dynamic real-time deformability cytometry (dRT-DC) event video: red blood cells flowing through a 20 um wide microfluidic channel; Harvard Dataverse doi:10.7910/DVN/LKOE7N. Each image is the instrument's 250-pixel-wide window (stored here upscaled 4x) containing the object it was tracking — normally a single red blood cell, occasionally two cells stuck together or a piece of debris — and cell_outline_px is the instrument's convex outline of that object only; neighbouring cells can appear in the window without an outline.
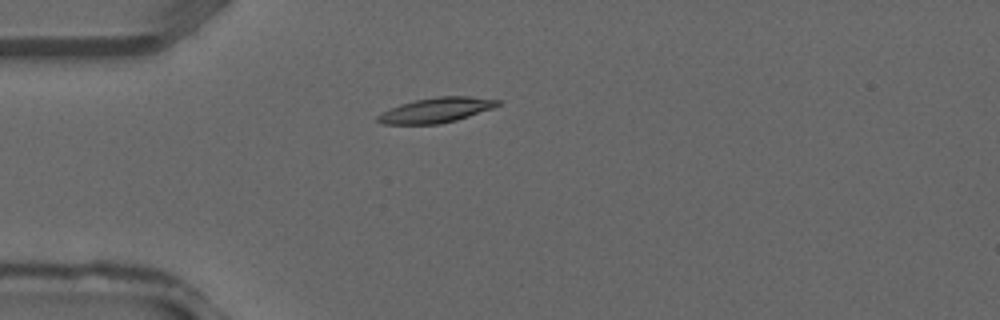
{"species": "common noctule bat (a hibernating species)", "species_latin": "Nyctalus noctula", "temperature_condition": "warm", "stored_images_in_passage": 29, "camera_frame_rate_fps": 3000, "um_per_image_px": 0.085, "animal": {"sex": "male", "forearm_length_mm": 52.5}, "frame": {"image": 1, "passage_image": 1, "time_ms": 0.0, "image_size_px": [1000, 320], "cell_outline_px": [[500, 104], [492, 108], [456, 120], [440, 124], [380, 124], [376, 120], [376, 116], [400, 104], [416, 100], [436, 96], [468, 96], [500, 100]], "centroid_in_image_um": [37.06, 9.36], "position_along_channel_um": 47.9, "area_um2": 17.28}}
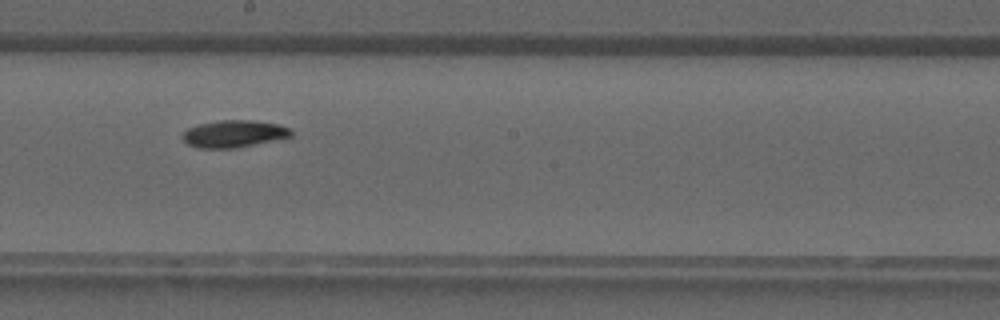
{"frame": {"image": 2, "passage_image": 12, "time_ms": 3.667, "image_size_px": [1000, 320], "cell_outline_px": [[292, 136], [284, 140], [236, 148], [196, 148], [188, 144], [180, 136], [188, 128], [200, 124], [220, 120], [252, 120], [280, 124], [288, 128], [292, 132]], "centroid_in_image_um": [19.94, 11.39], "position_along_channel_um": 228.3, "area_um2": 17.57}}
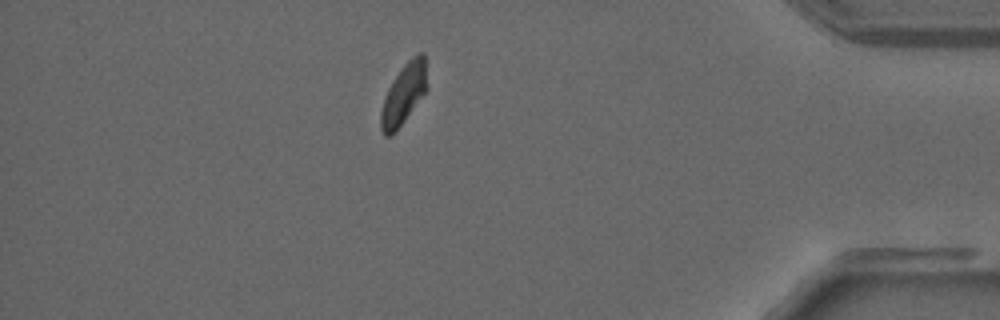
{"frame": {"image": 3, "passage_image": 24, "time_ms": 7.667, "image_size_px": [1000, 320], "cell_outline_px": [[428, 88], [404, 120], [388, 136], [384, 136], [380, 128], [380, 112], [388, 88], [400, 68], [412, 56], [420, 52], [424, 52]], "centroid_in_image_um": [34.32, 7.93], "position_along_channel_um": 400.9, "area_um2": 16.01}}